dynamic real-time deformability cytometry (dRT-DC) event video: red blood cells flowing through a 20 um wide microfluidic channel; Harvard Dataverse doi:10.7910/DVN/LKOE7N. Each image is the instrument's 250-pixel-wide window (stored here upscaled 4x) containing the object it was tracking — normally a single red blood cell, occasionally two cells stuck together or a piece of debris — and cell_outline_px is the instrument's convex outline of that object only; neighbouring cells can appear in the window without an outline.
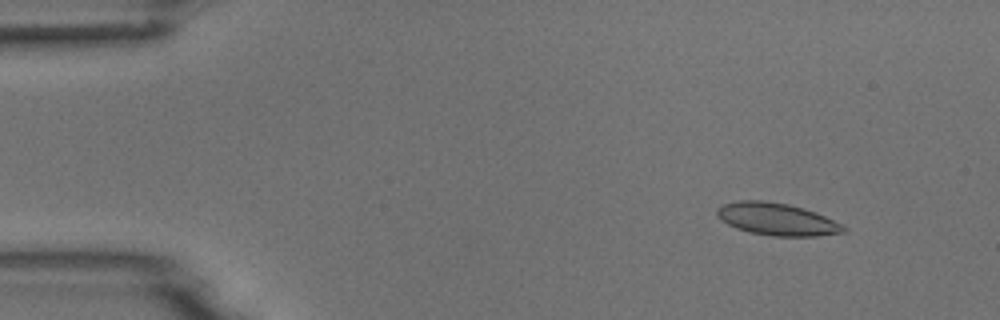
{"species": "common noctule bat (a hibernating species)", "species_latin": "Nyctalus noctula", "temperature_condition": "room temperature", "stored_images_in_passage": 6, "camera_frame_rate_fps": 3000, "um_per_image_px": 0.085, "animal": {"sex": "male", "body_mass_g": 18.8}, "frame": {"image": 1, "passage_image": 2, "time_ms": 1.333, "image_size_px": [1000, 320], "cell_outline_px": [[848, 232], [816, 236], [772, 236], [752, 232], [736, 228], [728, 224], [716, 216], [716, 208], [720, 204], [740, 200], [760, 200], [788, 204], [804, 208], [816, 212], [848, 228]], "centroid_in_image_um": [66.02, 18.62], "position_along_channel_um": 19.0, "area_um2": 23.87}}
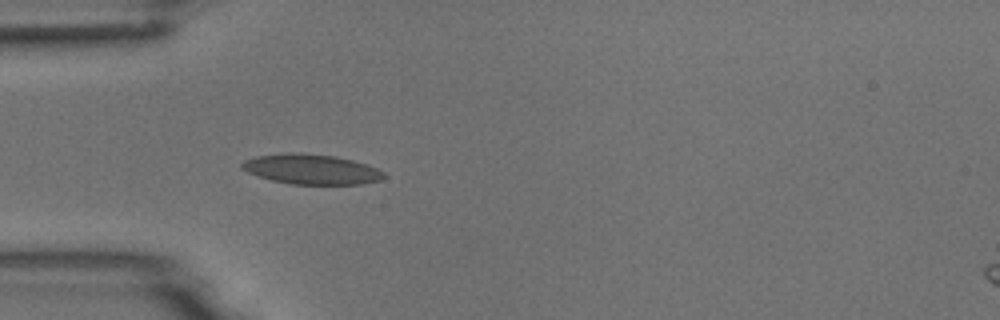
{"frame": {"image": 2, "passage_image": 5, "time_ms": 4.667, "image_size_px": [1000, 320], "cell_outline_px": [[384, 176], [380, 180], [360, 184], [288, 184], [272, 180], [248, 172], [240, 168], [240, 164], [244, 160], [256, 156], [288, 152], [300, 152], [336, 156], [352, 160], [376, 168], [384, 172]], "centroid_in_image_um": [26.42, 14.37], "position_along_channel_um": 58.6, "area_um2": 24.8}}